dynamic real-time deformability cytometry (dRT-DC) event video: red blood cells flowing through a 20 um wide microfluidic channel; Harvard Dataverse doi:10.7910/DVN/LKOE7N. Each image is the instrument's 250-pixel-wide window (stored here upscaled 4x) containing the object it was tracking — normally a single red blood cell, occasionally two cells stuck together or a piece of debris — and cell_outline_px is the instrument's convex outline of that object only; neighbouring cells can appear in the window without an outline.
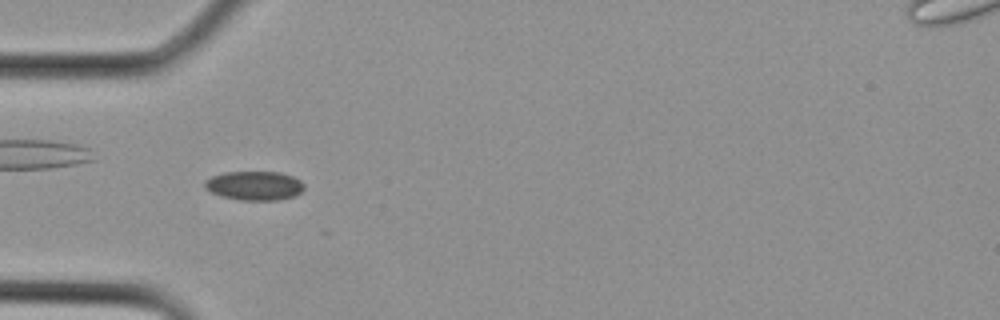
{"species": "Egyptian fruit bat (a non-hibernating species)", "species_latin": "Rousettus aegyptiacus", "temperature_condition": "cold", "stored_images_in_passage": 18, "camera_frame_rate_fps": 3000, "um_per_image_px": 0.085, "animal": {"sex": "female"}, "frame": {"image": 1, "passage_image": 1, "time_ms": 0.0, "image_size_px": [1000, 320], "cell_outline_px": [[304, 188], [300, 192], [292, 196], [276, 200], [240, 200], [220, 196], [204, 188], [204, 180], [212, 176], [224, 172], [280, 172], [292, 176], [300, 180], [304, 184]], "centroid_in_image_um": [21.59, 15.77], "position_along_channel_um": 63.4, "area_um2": 16.82}}
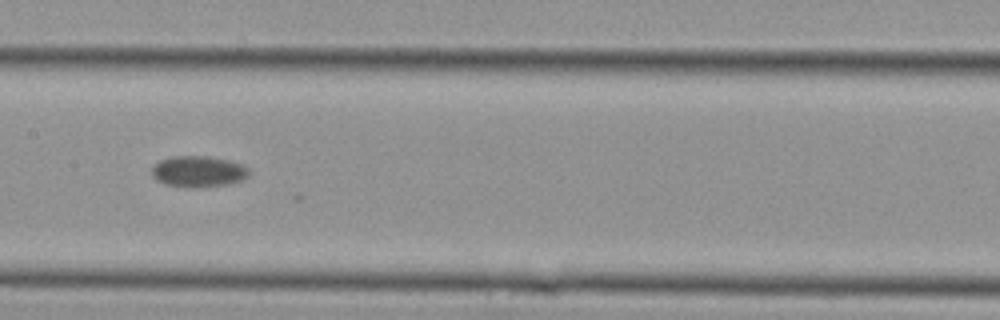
{"frame": {"image": 2, "passage_image": 7, "time_ms": 2.0, "image_size_px": [1000, 320], "cell_outline_px": [[248, 176], [244, 180], [228, 184], [200, 188], [184, 188], [168, 184], [156, 180], [152, 176], [152, 168], [160, 160], [172, 156], [208, 156], [228, 160], [240, 164], [248, 168]], "centroid_in_image_um": [16.86, 14.59], "position_along_channel_um": 190.5, "area_um2": 17.74}}
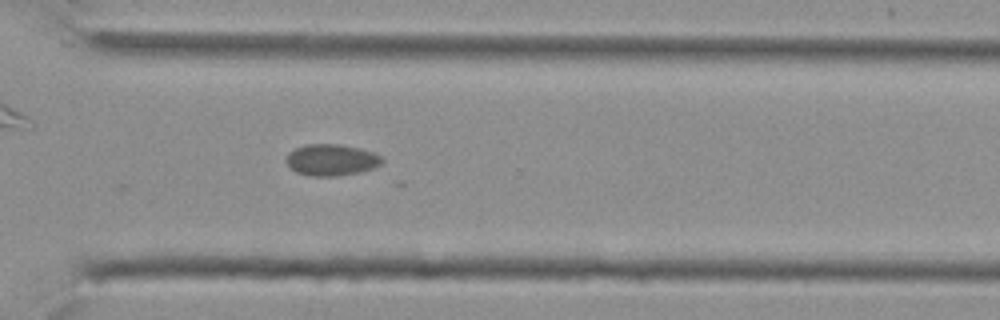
{"frame": {"image": 3, "passage_image": 14, "time_ms": 4.333, "image_size_px": [1000, 320], "cell_outline_px": [[384, 160], [376, 168], [360, 172], [336, 176], [308, 176], [296, 172], [284, 160], [288, 152], [304, 144], [336, 144], [360, 148], [372, 152], [380, 156]], "centroid_in_image_um": [28.15, 13.59], "position_along_channel_um": 342.4, "area_um2": 17.69}}